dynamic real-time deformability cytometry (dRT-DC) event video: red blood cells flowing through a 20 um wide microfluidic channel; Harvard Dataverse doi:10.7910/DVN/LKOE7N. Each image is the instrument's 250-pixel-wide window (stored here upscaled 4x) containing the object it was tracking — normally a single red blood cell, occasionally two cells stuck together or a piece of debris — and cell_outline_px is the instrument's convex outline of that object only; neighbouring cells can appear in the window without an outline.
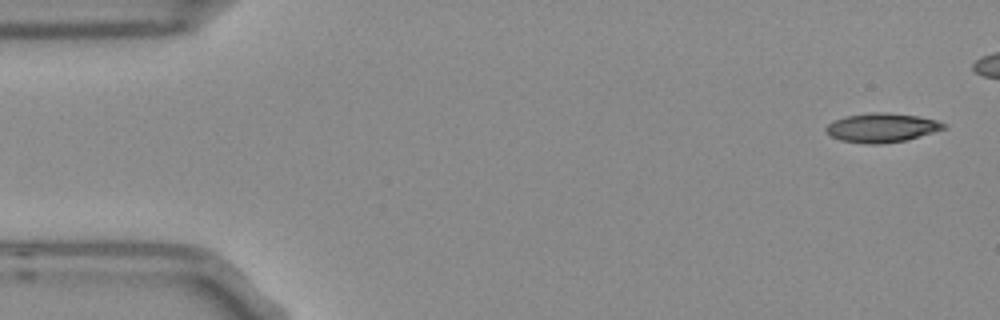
{"species": "Egyptian fruit bat (a non-hibernating species)", "species_latin": "Rousettus aegyptiacus", "temperature_condition": "room temperature", "stored_images_in_passage": 5, "segment_of_instrument_passage": [2, 2], "camera_frame_rate_fps": 3000, "um_per_image_px": 0.085, "frame": {"image": 1, "passage_image": 5, "time_ms": 1.333, "image_size_px": [1000, 320], "cell_outline_px": [[948, 128], [904, 140], [880, 144], [868, 144], [840, 140], [824, 132], [824, 128], [832, 120], [844, 116], [872, 112], [884, 112], [916, 116], [936, 120], [948, 124]], "centroid_in_image_um": [74.91, 10.85], "position_along_channel_um": 10.1, "area_um2": 20.0}}